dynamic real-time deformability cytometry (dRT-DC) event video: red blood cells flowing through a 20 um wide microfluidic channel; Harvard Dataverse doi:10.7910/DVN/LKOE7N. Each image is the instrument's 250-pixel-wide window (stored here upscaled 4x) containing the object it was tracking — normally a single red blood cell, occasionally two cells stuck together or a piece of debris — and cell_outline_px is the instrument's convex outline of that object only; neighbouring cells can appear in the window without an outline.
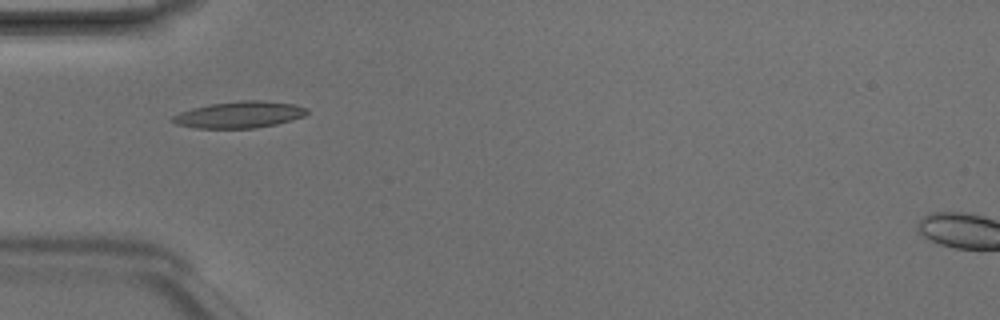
{"species": "Egyptian fruit bat (a non-hibernating species)", "species_latin": "Rousettus aegyptiacus", "temperature_condition": "room temperature", "stored_images_in_passage": 4, "camera_frame_rate_fps": 3000, "um_per_image_px": 0.085, "animal": {"sex": "male"}, "frame": {"image": 1, "passage_image": 3, "time_ms": 0.667, "image_size_px": [1000, 320], "cell_outline_px": [[308, 112], [304, 116], [276, 124], [256, 128], [196, 128], [176, 124], [172, 120], [172, 116], [180, 112], [192, 108], [212, 104], [240, 100], [260, 100], [292, 104], [308, 108]], "centroid_in_image_um": [20.35, 9.75], "position_along_channel_um": 64.7, "area_um2": 20.63}}